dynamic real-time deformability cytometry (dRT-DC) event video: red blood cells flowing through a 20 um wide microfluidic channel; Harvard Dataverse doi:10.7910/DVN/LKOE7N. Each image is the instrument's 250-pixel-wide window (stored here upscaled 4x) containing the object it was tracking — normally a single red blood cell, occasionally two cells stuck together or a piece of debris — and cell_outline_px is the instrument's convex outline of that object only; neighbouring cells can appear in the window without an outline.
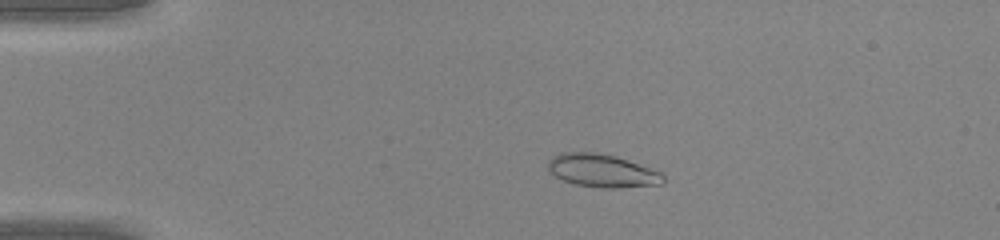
{"species": "common noctule bat (a hibernating species)", "species_latin": "Nyctalus noctula", "temperature_condition": "warm", "stored_images_in_passage": 47, "camera_frame_rate_fps": 3000, "um_per_image_px": 0.085, "animal": {"sex": "male", "body_mass_g": 20.0, "forearm_length_mm": 53.3}, "frame": {"image": 1, "passage_image": 11, "time_ms": 3.333, "image_size_px": [1000, 240], "cell_outline_px": [[664, 180], [660, 184], [620, 188], [600, 188], [576, 184], [564, 180], [548, 172], [548, 160], [552, 156], [560, 152], [596, 152], [616, 156], [660, 172], [664, 176]], "centroid_in_image_um": [51.14, 14.5], "position_along_channel_um": 33.9, "area_um2": 22.14}}
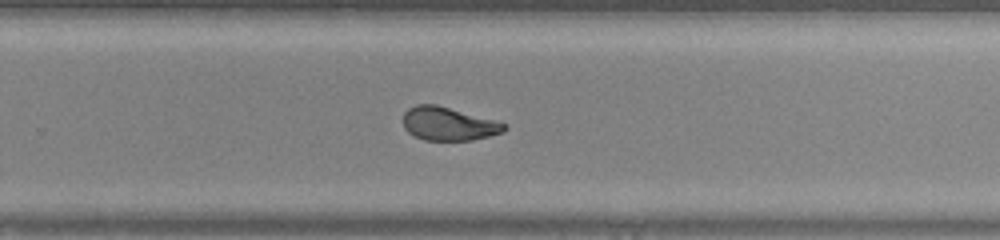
{"frame": {"image": 2, "passage_image": 32, "time_ms": 10.333, "image_size_px": [1000, 240], "cell_outline_px": [[508, 128], [504, 132], [472, 140], [424, 140], [408, 132], [404, 128], [404, 112], [408, 108], [416, 104], [436, 104], [496, 120], [504, 124]], "centroid_in_image_um": [38.12, 10.51], "position_along_channel_um": 291.7, "area_um2": 19.65}}
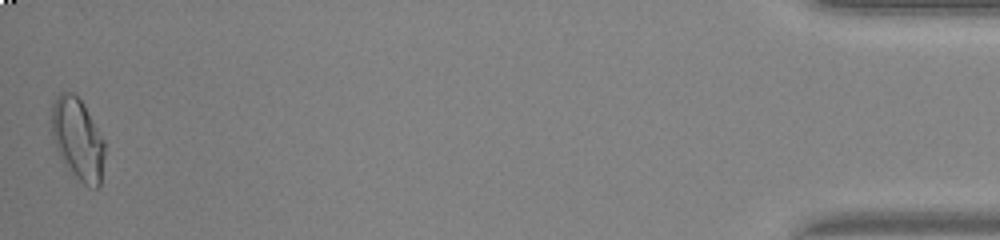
{"frame": {"image": 3, "passage_image": 47, "time_ms": 15.333, "image_size_px": [1000, 240], "cell_outline_px": [[104, 156], [100, 188], [92, 188], [84, 184], [72, 176], [64, 164], [56, 148], [52, 136], [52, 104], [56, 96], [60, 92], [72, 92], [84, 104], [104, 140]], "centroid_in_image_um": [6.61, 11.85], "position_along_channel_um": 428.6, "area_um2": 25.43}}